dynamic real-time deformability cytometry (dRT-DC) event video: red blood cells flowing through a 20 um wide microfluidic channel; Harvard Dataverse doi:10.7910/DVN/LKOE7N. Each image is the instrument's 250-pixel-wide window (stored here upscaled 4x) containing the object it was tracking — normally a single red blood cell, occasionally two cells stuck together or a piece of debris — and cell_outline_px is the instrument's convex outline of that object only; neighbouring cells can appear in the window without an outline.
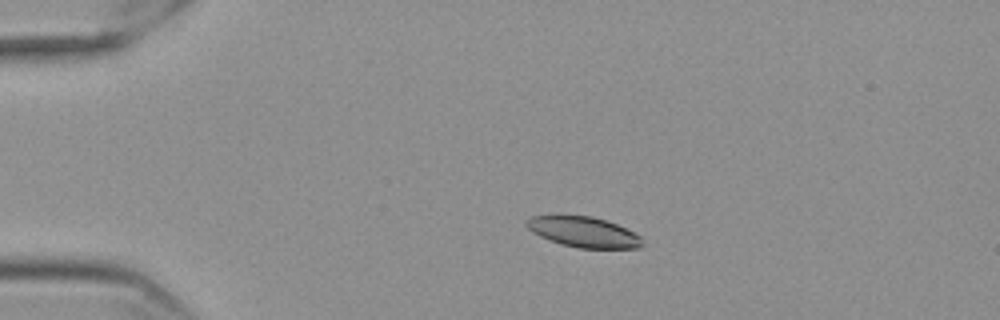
{"species": "Egyptian fruit bat (a non-hibernating species)", "species_latin": "Rousettus aegyptiacus", "temperature_condition": "cold", "stored_images_in_passage": 55, "camera_frame_rate_fps": 3000, "um_per_image_px": 0.085, "frame": {"image": 1, "passage_image": 10, "time_ms": 3.0, "image_size_px": [1000, 320], "cell_outline_px": [[644, 244], [640, 248], [580, 248], [560, 244], [548, 240], [532, 232], [524, 224], [524, 220], [532, 216], [556, 212], [560, 212], [592, 216], [608, 220], [640, 236]], "centroid_in_image_um": [49.5, 19.66], "position_along_channel_um": 35.5, "area_um2": 21.44}}
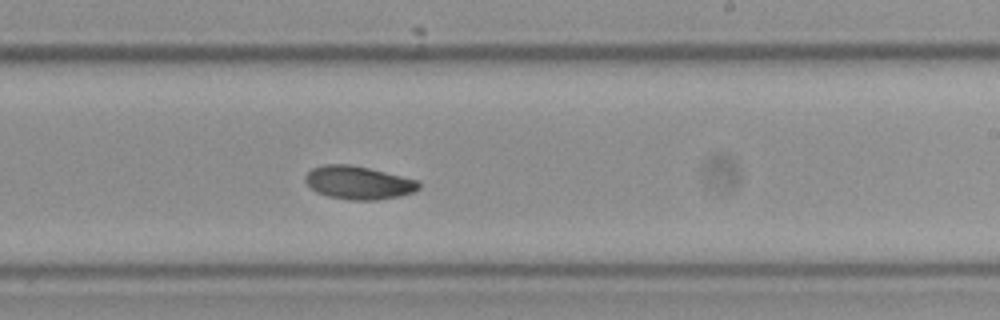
{"frame": {"image": 2, "passage_image": 33, "time_ms": 10.667, "image_size_px": [1000, 320], "cell_outline_px": [[420, 188], [412, 192], [400, 196], [376, 200], [348, 200], [328, 196], [316, 192], [304, 180], [304, 176], [312, 168], [324, 164], [348, 164], [368, 168], [416, 180], [420, 184]], "centroid_in_image_um": [30.43, 15.53], "position_along_channel_um": 258.6, "area_um2": 21.79}}
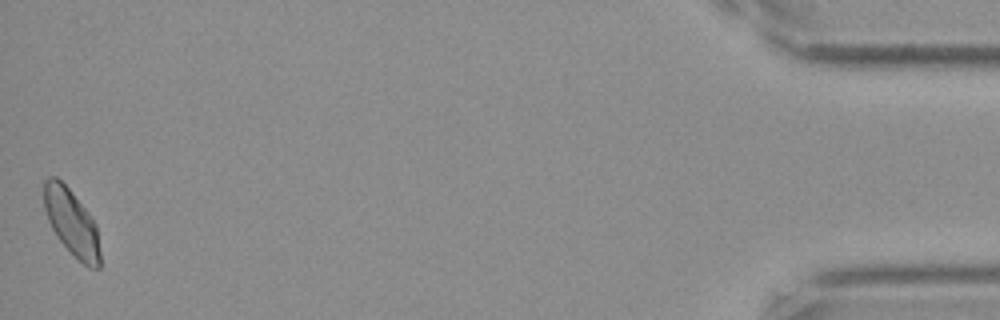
{"frame": {"image": 3, "passage_image": 55, "time_ms": 18.0, "image_size_px": [1000, 320], "cell_outline_px": [[100, 268], [88, 268], [56, 236], [48, 220], [44, 208], [44, 180], [48, 176], [56, 176], [72, 192], [88, 212], [96, 224], [100, 252]], "centroid_in_image_um": [6.08, 18.89], "position_along_channel_um": 429.1, "area_um2": 21.44}, "authors_computed_cell_mechanics": {"area_um2": 21.7906, "velocity_mm_per_s": 3.5286, "shape_relaxation_time_tau1_ms": 6.318, "shape_relaxation_time_tau2_ms": null, "deformation_change_tau1": 0.1133, "deformation_change_tau2": null}}